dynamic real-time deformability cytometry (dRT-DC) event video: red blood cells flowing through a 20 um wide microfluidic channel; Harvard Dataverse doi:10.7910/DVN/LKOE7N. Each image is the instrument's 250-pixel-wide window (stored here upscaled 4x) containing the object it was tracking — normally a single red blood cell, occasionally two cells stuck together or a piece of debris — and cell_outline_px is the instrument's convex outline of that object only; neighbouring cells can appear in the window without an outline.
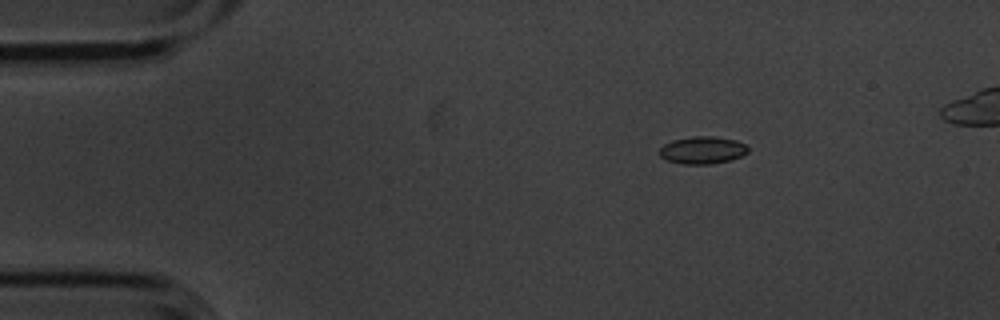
{"species": "common noctule bat (a hibernating species)", "species_latin": "Nyctalus noctula", "temperature_condition": "cold", "stored_images_in_passage": 4, "camera_frame_rate_fps": 3000, "um_per_image_px": 0.085, "animal": {"sex": "male", "body_mass_g": 20.1, "forearm_length_mm": 53.5}, "frame": {"image": 1, "passage_image": 1, "time_ms": 0.0, "image_size_px": [1000, 320], "cell_outline_px": [[748, 152], [732, 160], [708, 164], [680, 164], [668, 160], [660, 156], [660, 148], [664, 144], [672, 140], [692, 136], [716, 136], [736, 140], [744, 144], [748, 148]], "centroid_in_image_um": [59.71, 12.75], "position_along_channel_um": 25.3, "area_um2": 14.16}}